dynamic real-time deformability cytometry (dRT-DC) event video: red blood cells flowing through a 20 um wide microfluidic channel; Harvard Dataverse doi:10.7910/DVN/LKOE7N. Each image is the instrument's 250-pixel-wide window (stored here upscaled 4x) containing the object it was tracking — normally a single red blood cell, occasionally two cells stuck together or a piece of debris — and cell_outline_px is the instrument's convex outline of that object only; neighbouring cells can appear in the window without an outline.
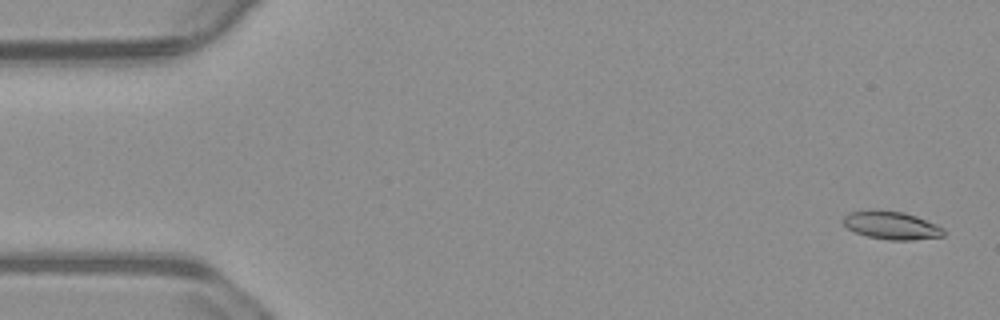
{"species": "common noctule bat (a hibernating species)", "species_latin": "Nyctalus noctula", "temperature_condition": "warm", "stored_images_in_passage": 56, "camera_frame_rate_fps": 3000, "um_per_image_px": 0.085, "animal": {"sex": "male", "body_mass_g": 23.1, "forearm_length_mm": 52.7}, "frame": {"image": 1, "passage_image": 2, "time_ms": 0.333, "image_size_px": [1000, 320], "cell_outline_px": [[944, 236], [908, 240], [892, 240], [868, 236], [856, 232], [848, 228], [844, 224], [844, 216], [852, 212], [904, 212], [916, 216], [944, 228]], "centroid_in_image_um": [75.83, 19.19], "position_along_channel_um": 9.2, "area_um2": 15.55}}
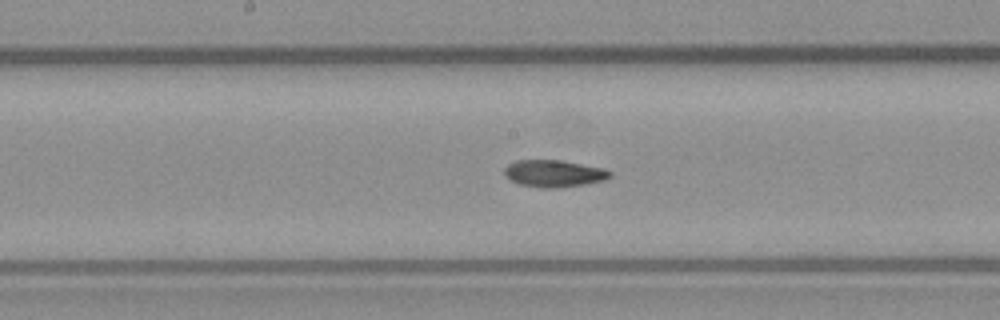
{"frame": {"image": 2, "passage_image": 28, "time_ms": 9.0, "image_size_px": [1000, 320], "cell_outline_px": [[612, 176], [604, 180], [584, 184], [556, 188], [540, 188], [520, 184], [512, 180], [504, 172], [504, 168], [508, 164], [516, 160], [560, 160], [604, 168], [612, 172]], "centroid_in_image_um": [47.1, 14.74], "position_along_channel_um": 201.1, "area_um2": 16.53}}
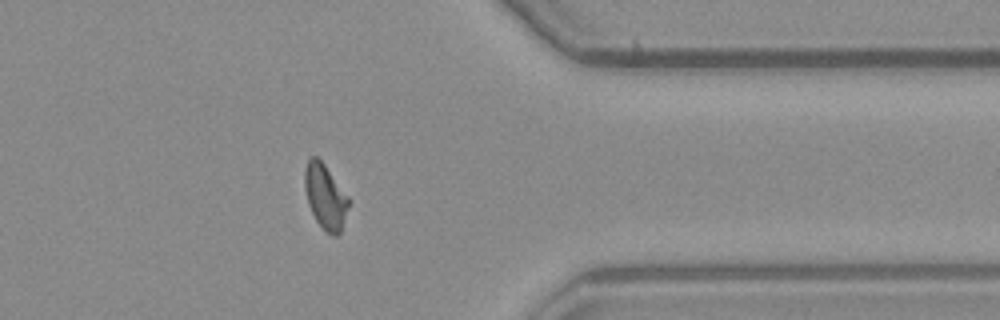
{"frame": {"image": 3, "passage_image": 44, "time_ms": 14.333, "image_size_px": [1000, 320], "cell_outline_px": [[348, 204], [340, 232], [336, 236], [332, 236], [324, 232], [316, 220], [308, 204], [304, 188], [304, 168], [308, 160], [312, 156], [316, 156], [324, 164], [348, 196]], "centroid_in_image_um": [27.61, 16.71], "position_along_channel_um": 383.8, "area_um2": 16.42}, "authors_computed_cell_mechanics": {"area_um2": 16.3863, "velocity_mm_per_s": 3.7268, "shape_relaxation_time_tau1_ms": null, "shape_relaxation_time_tau2_ms": 4.0919, "deformation_change_tau1": null, "deformation_change_tau2": 0.076}}